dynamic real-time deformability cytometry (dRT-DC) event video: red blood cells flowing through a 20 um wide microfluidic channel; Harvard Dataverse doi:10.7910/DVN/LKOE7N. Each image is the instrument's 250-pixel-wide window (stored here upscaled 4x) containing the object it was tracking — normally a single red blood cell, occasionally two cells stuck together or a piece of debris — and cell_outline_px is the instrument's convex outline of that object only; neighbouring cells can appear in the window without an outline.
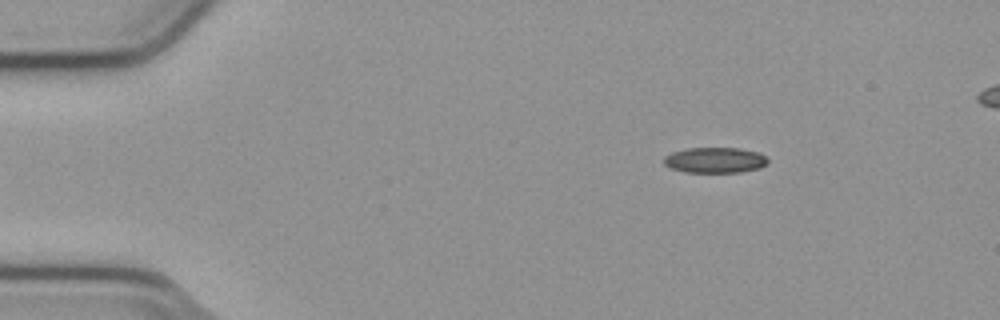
{"species": "common noctule bat (a hibernating species)", "species_latin": "Nyctalus noctula", "temperature_condition": "cold", "stored_images_in_passage": 46, "camera_frame_rate_fps": 3000, "um_per_image_px": 0.085, "animal": {"sex": "male", "body_mass_g": 23.1, "forearm_length_mm": 52.7}, "frame": {"image": 1, "passage_image": 1, "time_ms": 0.0, "image_size_px": [1000, 320], "cell_outline_px": [[768, 164], [760, 168], [740, 172], [684, 172], [672, 168], [664, 164], [664, 156], [672, 152], [688, 148], [740, 148], [760, 152], [768, 160]], "centroid_in_image_um": [60.8, 13.61], "position_along_channel_um": 24.2, "area_um2": 15.55}}
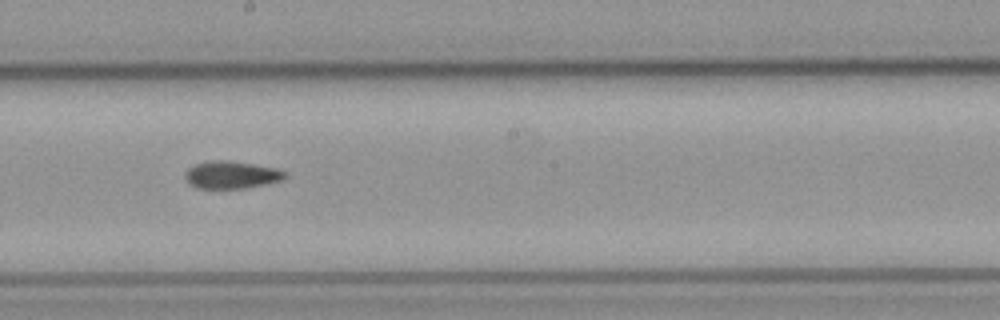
{"frame": {"image": 2, "passage_image": 23, "time_ms": 7.333, "image_size_px": [1000, 320], "cell_outline_px": [[284, 176], [280, 180], [248, 188], [196, 188], [184, 176], [184, 172], [188, 168], [196, 164], [208, 160], [228, 160], [276, 168], [284, 172]], "centroid_in_image_um": [19.61, 14.85], "position_along_channel_um": 228.6, "area_um2": 15.72}}
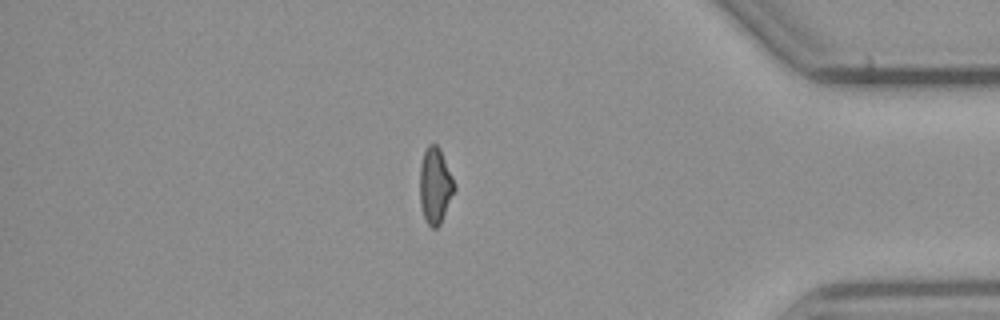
{"frame": {"image": 3, "passage_image": 39, "time_ms": 12.667, "image_size_px": [1000, 320], "cell_outline_px": [[456, 188], [440, 224], [436, 228], [432, 228], [428, 224], [424, 216], [420, 204], [420, 164], [424, 152], [428, 144], [436, 144], [440, 148], [456, 184]], "centroid_in_image_um": [37.0, 15.76], "position_along_channel_um": 398.2, "area_um2": 15.32}}